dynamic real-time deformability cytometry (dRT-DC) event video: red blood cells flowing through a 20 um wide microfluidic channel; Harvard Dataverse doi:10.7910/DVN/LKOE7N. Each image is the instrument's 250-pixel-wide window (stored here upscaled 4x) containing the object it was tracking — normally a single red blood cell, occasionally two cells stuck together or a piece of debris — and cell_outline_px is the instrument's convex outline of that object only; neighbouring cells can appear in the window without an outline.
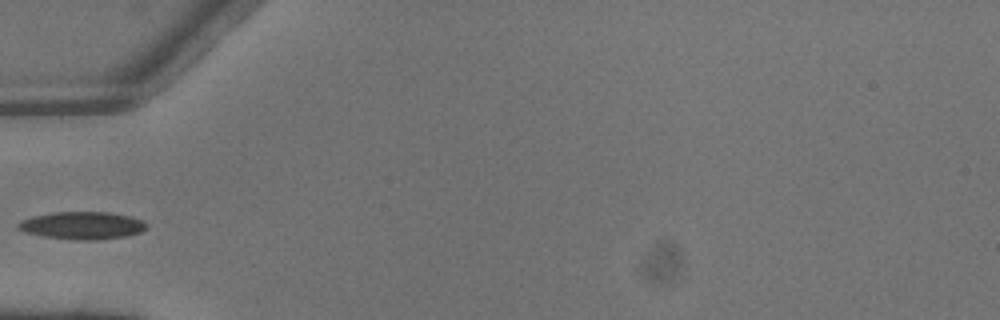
{"species": "common noctule bat (a hibernating species)", "species_latin": "Nyctalus noctula", "temperature_condition": "warm", "stored_images_in_passage": 5, "camera_frame_rate_fps": 3000, "um_per_image_px": 0.085, "animal": {"sex": "male", "body_mass_g": 13.3}, "frame": {"image": 1, "passage_image": 5, "time_ms": 1.333, "image_size_px": [1000, 320], "cell_outline_px": [[144, 228], [140, 232], [124, 236], [96, 240], [72, 240], [44, 236], [24, 232], [16, 228], [16, 224], [20, 220], [32, 216], [56, 212], [108, 212], [128, 216], [140, 220], [144, 224]], "centroid_in_image_um": [6.88, 19.17], "position_along_channel_um": 78.1, "area_um2": 20.4}}